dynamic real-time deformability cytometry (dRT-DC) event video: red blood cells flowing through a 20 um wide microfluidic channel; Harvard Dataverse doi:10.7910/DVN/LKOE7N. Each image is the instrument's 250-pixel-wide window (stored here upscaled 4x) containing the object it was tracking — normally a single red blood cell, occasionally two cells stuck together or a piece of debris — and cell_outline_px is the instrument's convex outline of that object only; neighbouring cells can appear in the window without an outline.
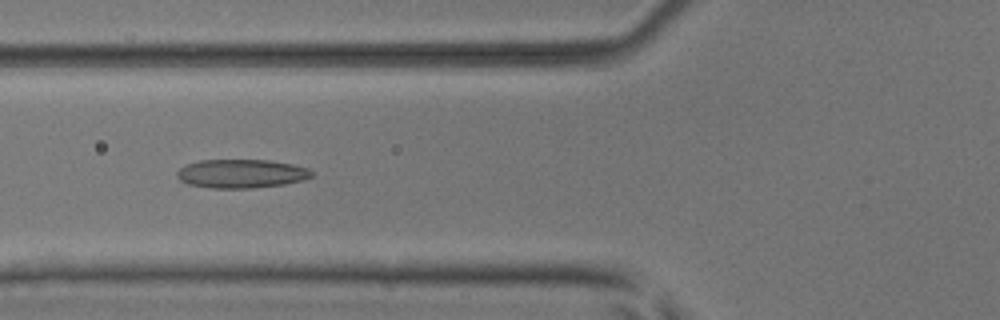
{"species": "common noctule bat (a hibernating species)", "species_latin": "Nyctalus noctula", "temperature_condition": "room temperature", "stored_images_in_passage": 38, "camera_frame_rate_fps": 3000, "um_per_image_px": 0.085, "animal": {"sex": "male", "body_mass_g": 17.9, "forearm_length_mm": 54.2}, "frame": {"image": 1, "passage_image": 7, "time_ms": 2.0, "image_size_px": [1000, 320], "cell_outline_px": [[312, 176], [304, 180], [284, 184], [252, 188], [208, 188], [188, 184], [180, 180], [176, 176], [176, 172], [180, 168], [188, 164], [200, 160], [268, 160], [292, 164], [308, 168], [312, 172]], "centroid_in_image_um": [20.5, 14.76], "position_along_channel_um": 105.3, "area_um2": 22.54}}
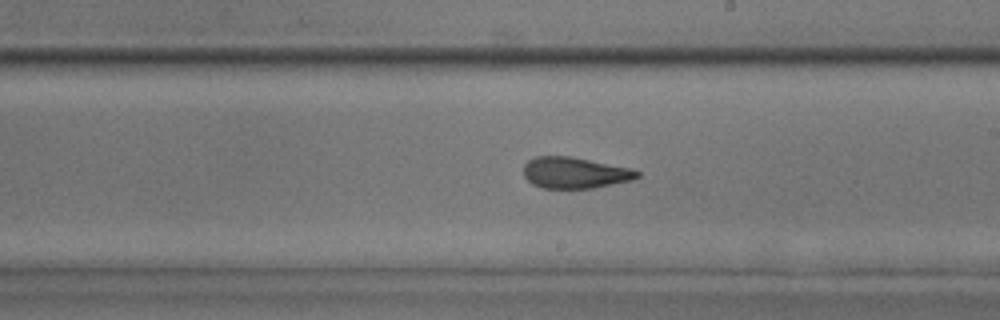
{"frame": {"image": 2, "passage_image": 17, "time_ms": 5.333, "image_size_px": [1000, 320], "cell_outline_px": [[640, 176], [632, 180], [592, 188], [540, 188], [532, 184], [524, 176], [524, 164], [528, 160], [536, 156], [572, 156], [632, 168], [640, 172]], "centroid_in_image_um": [48.86, 14.68], "position_along_channel_um": 240.1, "area_um2": 20.81}}
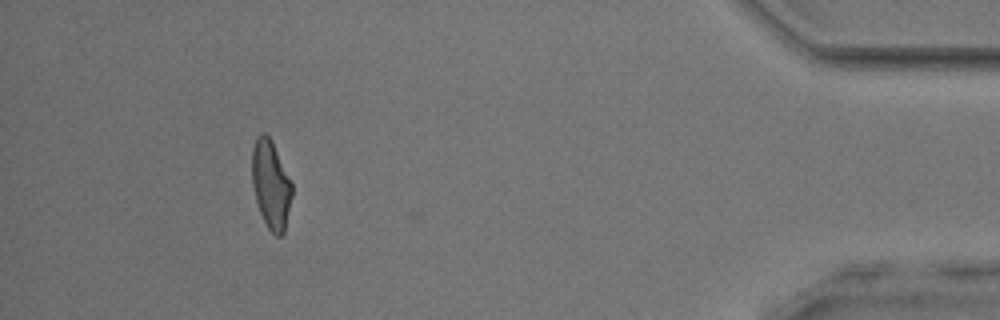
{"frame": {"image": 3, "passage_image": 34, "time_ms": 11.0, "image_size_px": [1000, 320], "cell_outline_px": [[292, 196], [284, 232], [280, 236], [276, 236], [268, 228], [260, 212], [256, 200], [252, 184], [252, 148], [256, 136], [260, 132], [264, 132], [272, 140], [292, 184]], "centroid_in_image_um": [23.01, 15.65], "position_along_channel_um": 412.2, "area_um2": 20.52}, "authors_computed_cell_mechanics": {"area_um2": 21.0103, "velocity_mm_per_s": 4.0587, "shape_relaxation_time_tau1_ms": 8.8687, "shape_relaxation_time_tau2_ms": 2.0221, "deformation_change_tau1": 0.2356, "deformation_change_tau2": 0.105}}